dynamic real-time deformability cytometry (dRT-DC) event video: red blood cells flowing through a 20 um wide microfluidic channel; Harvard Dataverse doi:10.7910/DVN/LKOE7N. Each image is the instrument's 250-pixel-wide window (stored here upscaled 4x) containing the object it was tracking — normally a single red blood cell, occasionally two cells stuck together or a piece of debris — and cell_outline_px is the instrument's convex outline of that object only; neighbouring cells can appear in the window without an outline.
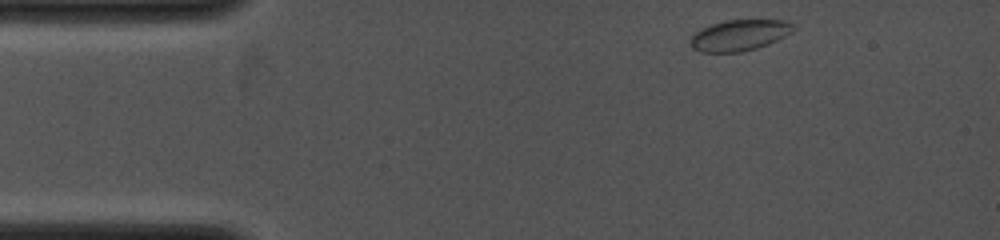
{"species": "common noctule bat (a hibernating species)", "species_latin": "Nyctalus noctula", "temperature_condition": "cold", "stored_images_in_passage": 9, "camera_frame_rate_fps": 4000, "um_per_image_px": 0.085, "animal": {"sex": "female", "body_mass_g": 19.0, "forearm_length_mm": 53.3}, "frame": {"image": 1, "passage_image": 1, "time_ms": 0.0, "image_size_px": [1000, 240], "cell_outline_px": [[792, 32], [768, 44], [756, 48], [740, 52], [700, 52], [692, 48], [692, 36], [696, 32], [712, 24], [728, 20], [784, 20], [792, 24]], "centroid_in_image_um": [62.85, 3.0], "position_along_channel_um": 22.2, "area_um2": 18.15}}